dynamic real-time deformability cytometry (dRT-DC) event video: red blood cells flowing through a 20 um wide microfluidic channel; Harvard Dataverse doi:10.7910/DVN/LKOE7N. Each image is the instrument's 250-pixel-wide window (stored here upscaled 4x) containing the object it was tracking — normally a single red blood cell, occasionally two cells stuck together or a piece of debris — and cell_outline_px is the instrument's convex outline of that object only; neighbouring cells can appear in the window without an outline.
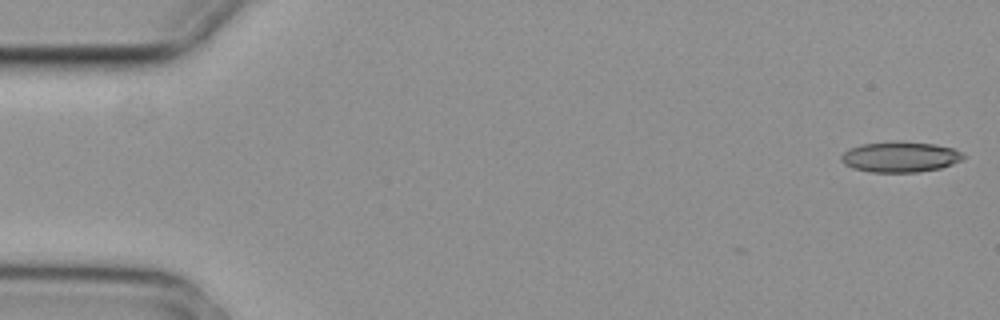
{"species": "common noctule bat (a hibernating species)", "species_latin": "Nyctalus noctula", "temperature_condition": "cold", "stored_images_in_passage": 5, "camera_frame_rate_fps": 3000, "um_per_image_px": 0.085, "animal": {"sex": "female", "body_mass_g": 29.2, "forearm_length_mm": 56.3}, "frame": {"image": 1, "passage_image": 1, "time_ms": 0.0, "image_size_px": [1000, 320], "cell_outline_px": [[968, 156], [964, 160], [940, 168], [916, 172], [868, 172], [852, 168], [844, 164], [840, 160], [840, 156], [848, 148], [860, 144], [892, 140], [900, 140], [936, 144], [952, 148], [964, 152]], "centroid_in_image_um": [76.52, 13.31], "position_along_channel_um": 8.5, "area_um2": 22.43}}